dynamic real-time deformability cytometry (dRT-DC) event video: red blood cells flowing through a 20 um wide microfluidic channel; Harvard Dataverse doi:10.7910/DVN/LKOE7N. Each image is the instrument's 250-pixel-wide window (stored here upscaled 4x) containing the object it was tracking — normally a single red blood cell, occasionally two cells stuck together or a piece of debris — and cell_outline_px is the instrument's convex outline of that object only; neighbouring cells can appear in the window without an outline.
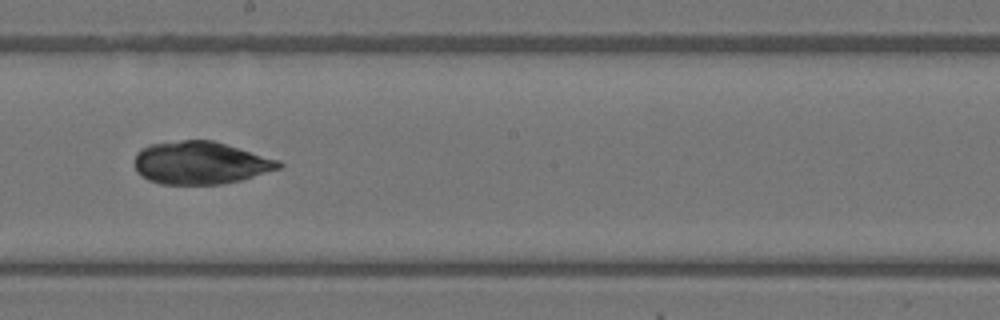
{"species": "Egyptian fruit bat (a non-hibernating species)", "species_latin": "Rousettus aegyptiacus", "temperature_condition": "warm", "stored_images_in_passage": 34, "camera_frame_rate_fps": 3000, "um_per_image_px": 0.085, "animal": {"sex": "female"}, "frame": {"image": 1, "passage_image": 16, "time_ms": 5.0, "image_size_px": [1000, 320], "cell_outline_px": [[284, 164], [280, 168], [240, 180], [220, 184], [160, 184], [148, 180], [136, 172], [136, 152], [140, 148], [148, 144], [180, 140], [212, 140], [280, 160]], "centroid_in_image_um": [17.01, 13.83], "position_along_channel_um": 231.2, "area_um2": 35.84}}
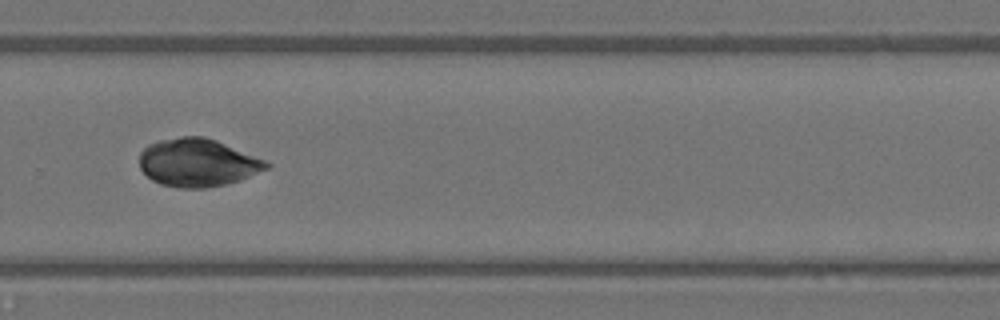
{"frame": {"image": 2, "passage_image": 22, "time_ms": 7.0, "image_size_px": [1000, 320], "cell_outline_px": [[272, 164], [268, 168], [240, 180], [224, 184], [204, 188], [180, 188], [160, 184], [152, 180], [140, 168], [140, 152], [148, 144], [160, 140], [180, 136], [204, 136], [216, 140], [268, 160]], "centroid_in_image_um": [16.82, 13.81], "position_along_channel_um": 313.0, "area_um2": 35.6}}
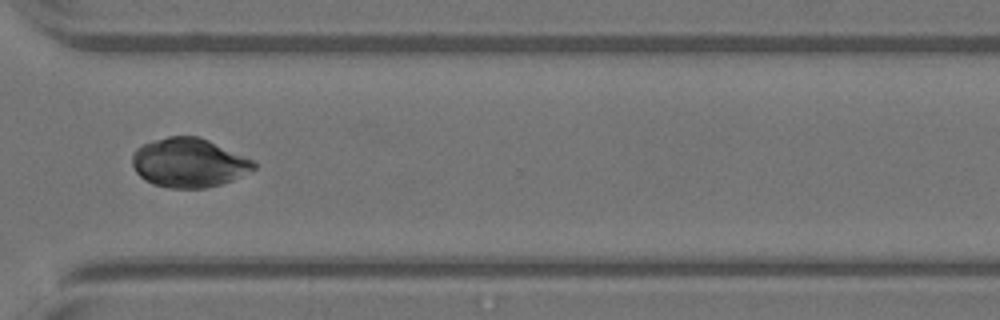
{"frame": {"image": 3, "passage_image": 25, "time_ms": 8.0, "image_size_px": [1000, 320], "cell_outline_px": [[256, 168], [232, 180], [220, 184], [204, 188], [168, 188], [152, 184], [144, 180], [136, 172], [132, 164], [132, 156], [136, 148], [152, 140], [168, 136], [196, 136], [208, 140], [252, 160], [256, 164]], "centroid_in_image_um": [16.01, 13.84], "position_along_channel_um": 354.6, "area_um2": 34.56}}